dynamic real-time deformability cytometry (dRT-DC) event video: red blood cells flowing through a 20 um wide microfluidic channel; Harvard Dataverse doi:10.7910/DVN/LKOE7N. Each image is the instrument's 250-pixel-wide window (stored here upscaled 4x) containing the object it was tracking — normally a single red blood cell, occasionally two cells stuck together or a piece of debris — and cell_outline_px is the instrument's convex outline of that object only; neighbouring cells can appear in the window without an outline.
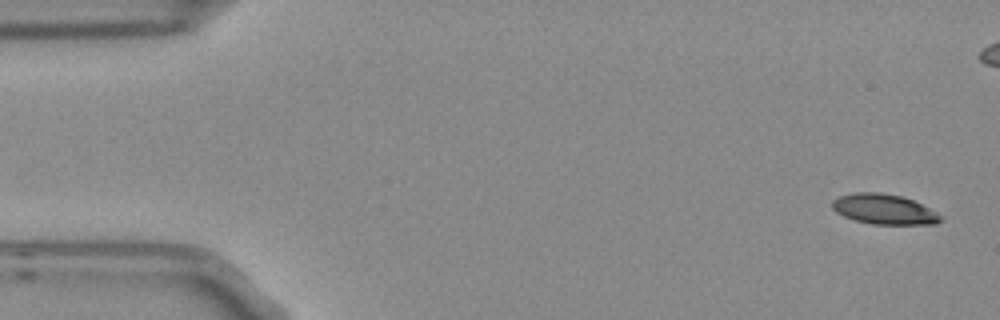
{"species": "Egyptian fruit bat (a non-hibernating species)", "species_latin": "Rousettus aegyptiacus", "temperature_condition": "room temperature", "stored_images_in_passage": 7, "camera_frame_rate_fps": 3000, "um_per_image_px": 0.085, "frame": {"image": 1, "passage_image": 1, "time_ms": 0.0, "image_size_px": [1000, 320], "cell_outline_px": [[944, 220], [936, 224], [872, 224], [856, 220], [844, 216], [836, 212], [832, 208], [832, 200], [840, 196], [856, 192], [880, 192], [900, 196], [912, 200], [944, 216]], "centroid_in_image_um": [75.16, 17.79], "position_along_channel_um": 9.8, "area_um2": 18.96}}
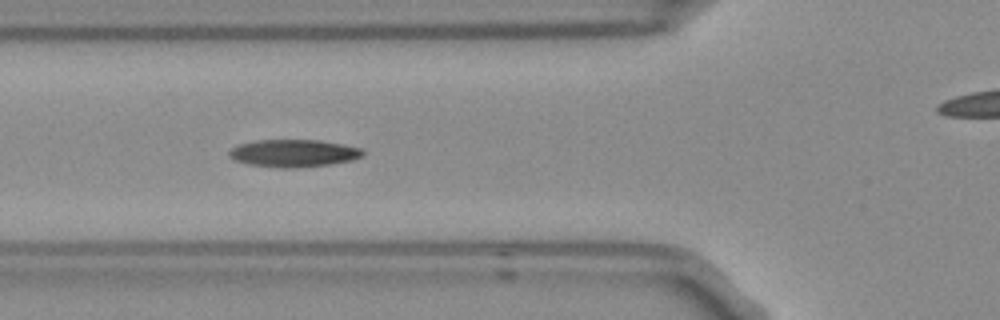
{"frame": {"image": 2, "passage_image": 6, "time_ms": 1.667, "image_size_px": [1000, 320], "cell_outline_px": [[364, 156], [352, 160], [328, 164], [296, 168], [280, 168], [248, 164], [236, 160], [228, 156], [228, 152], [232, 148], [240, 144], [256, 140], [320, 140], [360, 148], [364, 152]], "centroid_in_image_um": [24.94, 13.02], "position_along_channel_um": 100.9, "area_um2": 21.27}}